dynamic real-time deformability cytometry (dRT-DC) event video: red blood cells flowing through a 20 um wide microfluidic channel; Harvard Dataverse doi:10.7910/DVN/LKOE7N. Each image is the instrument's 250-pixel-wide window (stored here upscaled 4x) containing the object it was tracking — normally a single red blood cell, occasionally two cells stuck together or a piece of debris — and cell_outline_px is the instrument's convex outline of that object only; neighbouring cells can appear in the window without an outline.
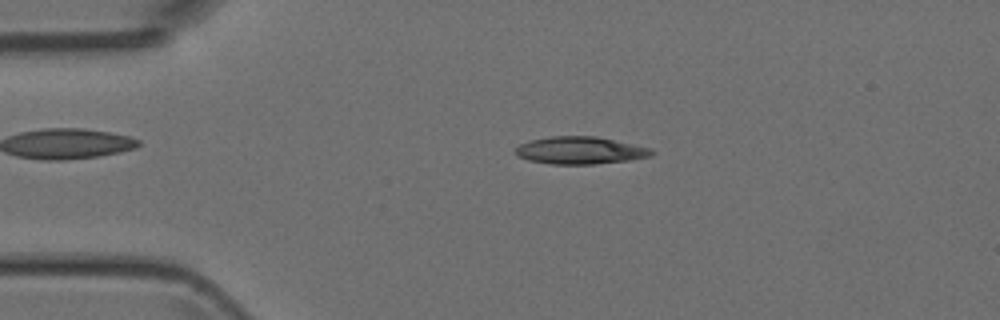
{"species": "Egyptian fruit bat (a non-hibernating species)", "species_latin": "Rousettus aegyptiacus", "temperature_condition": "room temperature", "stored_images_in_passage": 4, "camera_frame_rate_fps": 3000, "um_per_image_px": 0.085, "animal": {"sex": "female"}, "frame": {"image": 1, "passage_image": 2, "time_ms": 1.0, "image_size_px": [1000, 320], "cell_outline_px": [[656, 152], [652, 156], [628, 160], [592, 164], [552, 164], [528, 160], [516, 156], [512, 152], [520, 144], [528, 140], [552, 136], [596, 136], [652, 148]], "centroid_in_image_um": [49.29, 12.78], "position_along_channel_um": 35.7, "area_um2": 21.91}}